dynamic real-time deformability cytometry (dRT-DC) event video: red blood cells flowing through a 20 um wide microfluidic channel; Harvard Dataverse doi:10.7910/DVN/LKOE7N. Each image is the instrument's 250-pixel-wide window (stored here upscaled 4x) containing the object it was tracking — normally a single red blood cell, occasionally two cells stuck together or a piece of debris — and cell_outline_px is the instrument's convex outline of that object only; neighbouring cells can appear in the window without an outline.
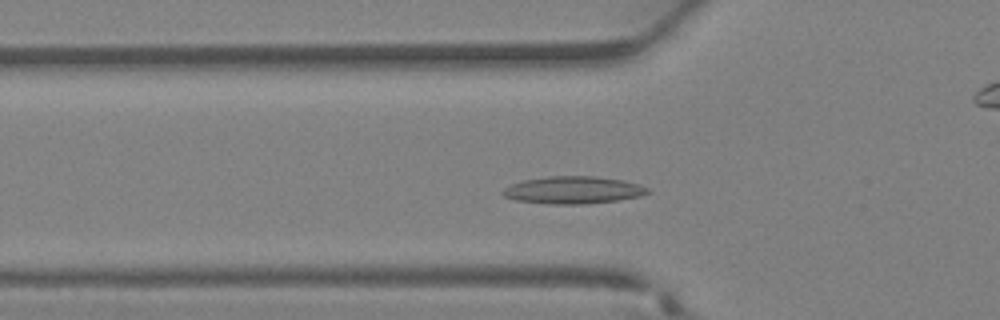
{"species": "Egyptian fruit bat (a non-hibernating species)", "species_latin": "Rousettus aegyptiacus", "temperature_condition": "warm", "stored_images_in_passage": 28, "camera_frame_rate_fps": 3000, "um_per_image_px": 0.085, "animal": {"sex": "female"}, "frame": {"image": 1, "passage_image": 3, "time_ms": 0.667, "image_size_px": [1000, 320], "cell_outline_px": [[652, 192], [640, 196], [616, 200], [584, 204], [548, 204], [516, 200], [504, 196], [500, 192], [504, 188], [512, 184], [524, 180], [548, 176], [596, 176], [624, 180], [648, 188]], "centroid_in_image_um": [48.71, 16.15], "position_along_channel_um": 77.1, "area_um2": 23.06}}
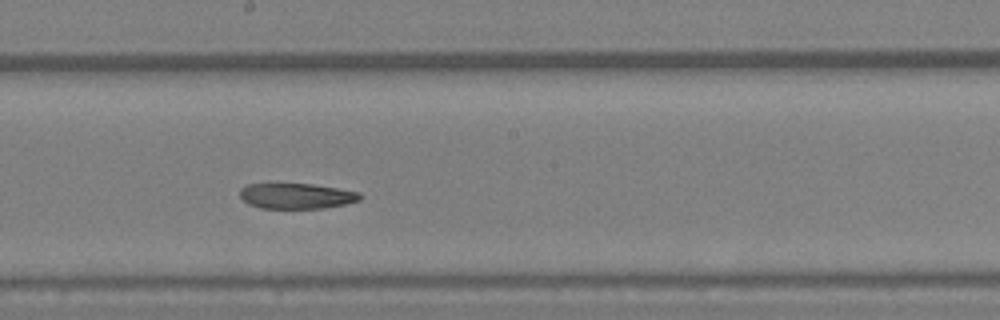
{"frame": {"image": 2, "passage_image": 11, "time_ms": 3.333, "image_size_px": [1000, 320], "cell_outline_px": [[364, 196], [360, 200], [344, 204], [324, 208], [260, 208], [248, 204], [240, 196], [240, 188], [248, 184], [312, 184], [360, 192]], "centroid_in_image_um": [25.21, 16.66], "position_along_channel_um": 223.0, "area_um2": 17.8}}
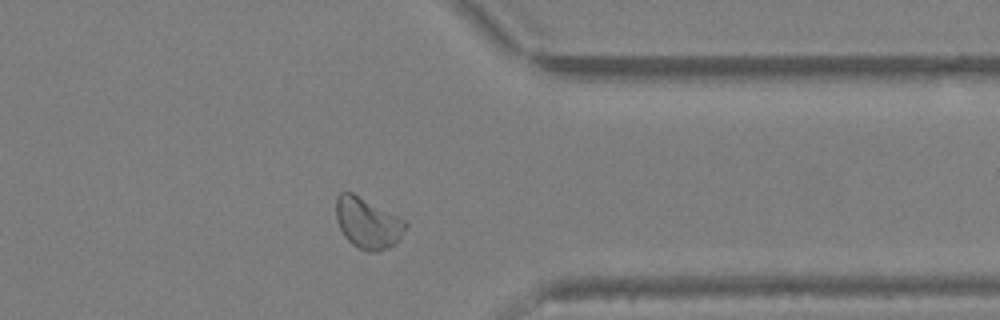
{"frame": {"image": 3, "passage_image": 20, "time_ms": 6.333, "image_size_px": [1000, 320], "cell_outline_px": [[408, 224], [400, 236], [388, 248], [376, 252], [368, 252], [352, 244], [344, 236], [336, 220], [336, 196], [340, 192], [352, 192], [408, 220]], "centroid_in_image_um": [31.25, 18.93], "position_along_channel_um": 380.2, "area_um2": 20.63}}